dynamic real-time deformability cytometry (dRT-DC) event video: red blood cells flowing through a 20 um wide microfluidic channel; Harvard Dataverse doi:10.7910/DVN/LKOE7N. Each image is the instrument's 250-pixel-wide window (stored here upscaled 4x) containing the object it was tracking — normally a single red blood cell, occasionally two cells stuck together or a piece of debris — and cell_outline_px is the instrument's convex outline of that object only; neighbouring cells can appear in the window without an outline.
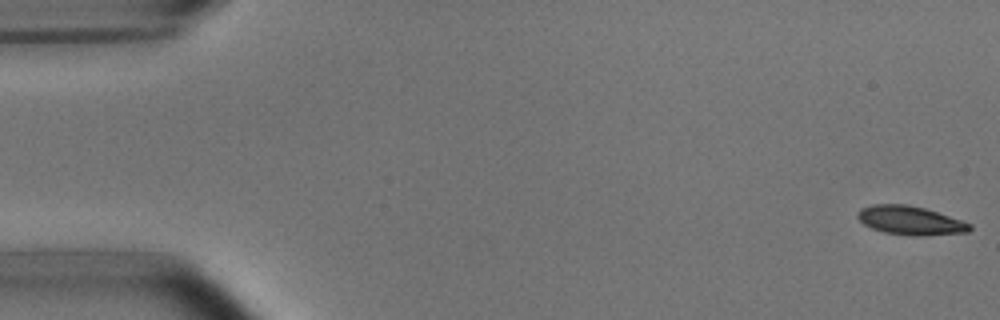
{"species": "common noctule bat (a hibernating species)", "species_latin": "Nyctalus noctula", "temperature_condition": "room temperature", "stored_images_in_passage": 52, "camera_frame_rate_fps": 3000, "um_per_image_px": 0.085, "animal": {"sex": "male", "body_mass_g": 15.6}, "frame": {"image": 1, "passage_image": 1, "time_ms": 0.0, "image_size_px": [1000, 320], "cell_outline_px": [[972, 228], [968, 232], [928, 236], [908, 236], [884, 232], [872, 228], [864, 224], [856, 216], [860, 208], [872, 204], [908, 204], [924, 208], [972, 224]], "centroid_in_image_um": [77.36, 18.75], "position_along_channel_um": 7.6, "area_um2": 18.9}}
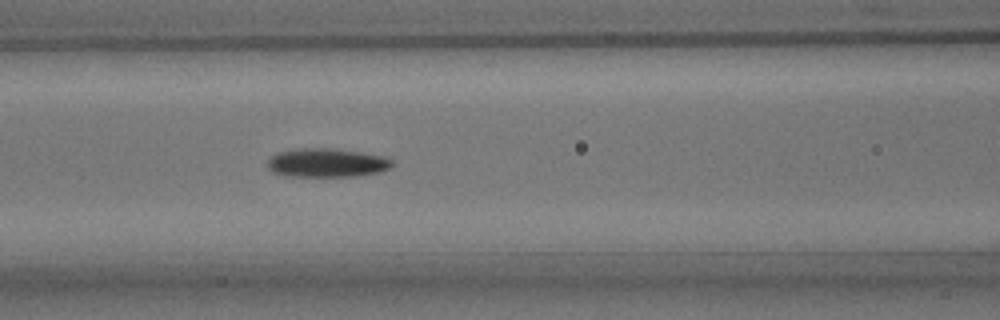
{"frame": {"image": 2, "passage_image": 22, "time_ms": 7.0, "image_size_px": [1000, 320], "cell_outline_px": [[392, 168], [380, 172], [356, 176], [284, 176], [272, 172], [268, 168], [268, 156], [276, 152], [296, 148], [336, 148], [384, 156], [392, 160]], "centroid_in_image_um": [27.74, 13.83], "position_along_channel_um": 138.9, "area_um2": 21.27}}
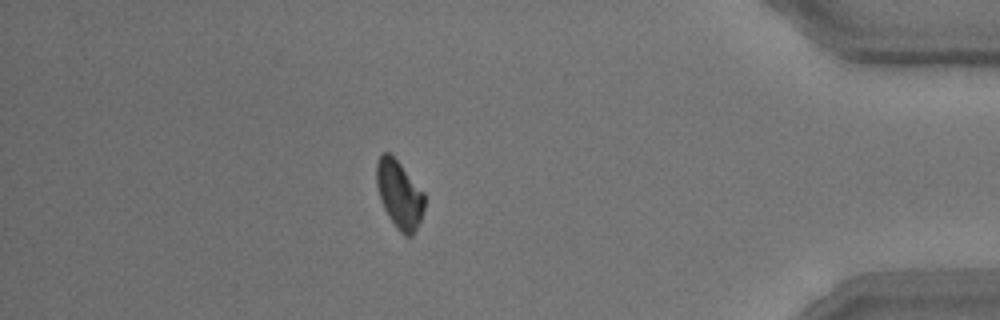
{"frame": {"image": 3, "passage_image": 46, "time_ms": 15.0, "image_size_px": [1000, 320], "cell_outline_px": [[424, 208], [420, 220], [412, 236], [404, 236], [396, 228], [388, 216], [380, 200], [376, 184], [376, 160], [380, 152], [388, 152], [400, 164], [424, 192]], "centroid_in_image_um": [33.91, 16.52], "position_along_channel_um": 401.3, "area_um2": 18.96}, "authors_computed_cell_mechanics": {"area_um2": 19.652, "velocity_mm_per_s": 3.7937, "shape_relaxation_time_tau1_ms": 2.9837, "shape_relaxation_time_tau2_ms": 10.9533, "deformation_change_tau1": 0.107, "deformation_change_tau2": 0.1471}}